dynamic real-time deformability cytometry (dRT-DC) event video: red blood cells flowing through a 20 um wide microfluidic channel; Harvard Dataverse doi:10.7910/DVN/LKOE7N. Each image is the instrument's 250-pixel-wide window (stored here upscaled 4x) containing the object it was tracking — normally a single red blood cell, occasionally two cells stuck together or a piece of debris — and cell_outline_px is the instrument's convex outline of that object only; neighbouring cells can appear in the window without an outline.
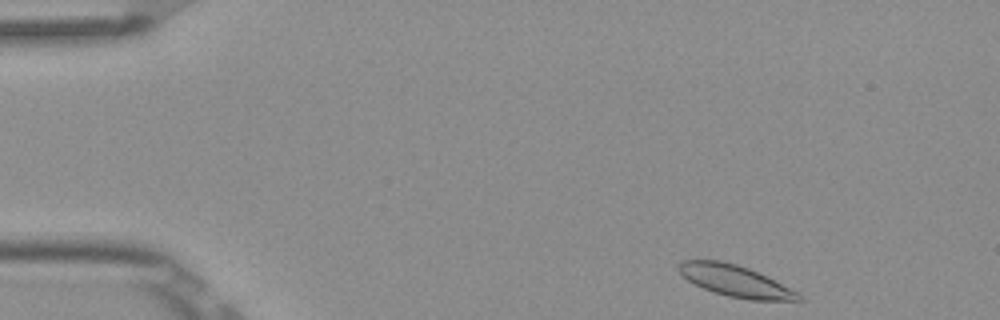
{"species": "Egyptian fruit bat (a non-hibernating species)", "species_latin": "Rousettus aegyptiacus", "temperature_condition": "room temperature", "stored_images_in_passage": 5, "camera_frame_rate_fps": 3000, "um_per_image_px": 0.085, "frame": {"image": 1, "passage_image": 1, "time_ms": 0.0, "image_size_px": [1000, 320], "cell_outline_px": [[804, 300], [748, 300], [728, 296], [704, 288], [688, 280], [676, 268], [680, 260], [720, 260], [736, 264], [748, 268], [796, 292]], "centroid_in_image_um": [62.42, 23.86], "position_along_channel_um": 22.6, "area_um2": 21.33}}
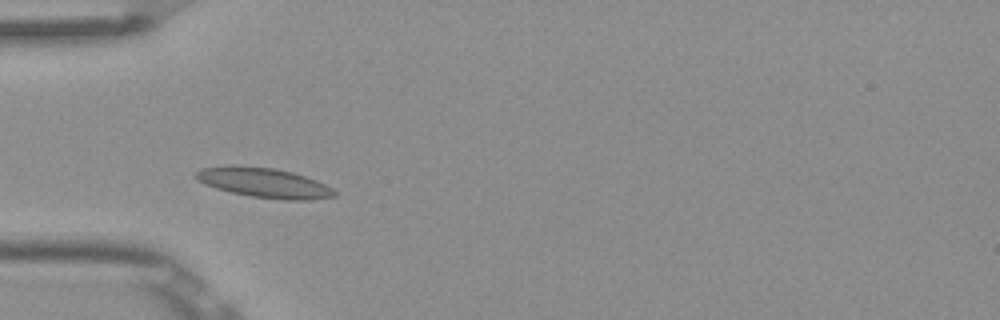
{"frame": {"image": 2, "passage_image": 4, "time_ms": 1.0, "image_size_px": [1000, 320], "cell_outline_px": [[336, 196], [312, 200], [280, 200], [252, 196], [232, 192], [216, 188], [204, 184], [196, 176], [196, 172], [200, 168], [228, 164], [232, 164], [276, 168], [292, 172], [316, 180], [332, 188], [336, 192]], "centroid_in_image_um": [22.44, 15.52], "position_along_channel_um": 62.6, "area_um2": 24.22}}
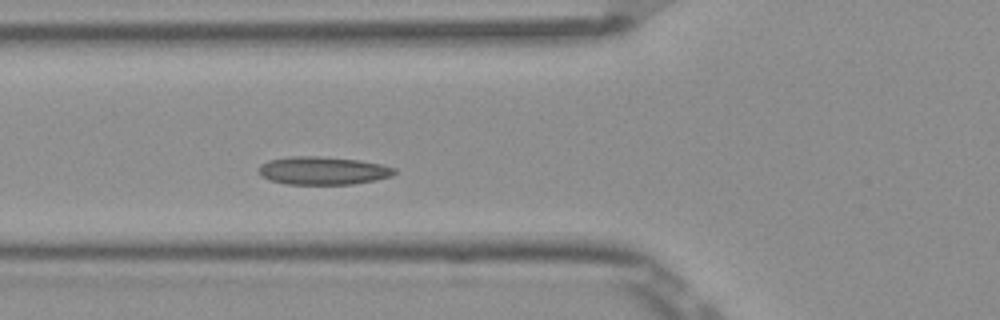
{"frame": {"image": 3, "passage_image": 5, "time_ms": 1.333, "image_size_px": [1000, 320], "cell_outline_px": [[396, 172], [392, 176], [376, 180], [352, 184], [284, 184], [260, 176], [260, 164], [268, 160], [288, 156], [316, 156], [360, 160], [380, 164], [396, 168]], "centroid_in_image_um": [27.45, 14.5], "position_along_channel_um": 98.3, "area_um2": 22.2}}